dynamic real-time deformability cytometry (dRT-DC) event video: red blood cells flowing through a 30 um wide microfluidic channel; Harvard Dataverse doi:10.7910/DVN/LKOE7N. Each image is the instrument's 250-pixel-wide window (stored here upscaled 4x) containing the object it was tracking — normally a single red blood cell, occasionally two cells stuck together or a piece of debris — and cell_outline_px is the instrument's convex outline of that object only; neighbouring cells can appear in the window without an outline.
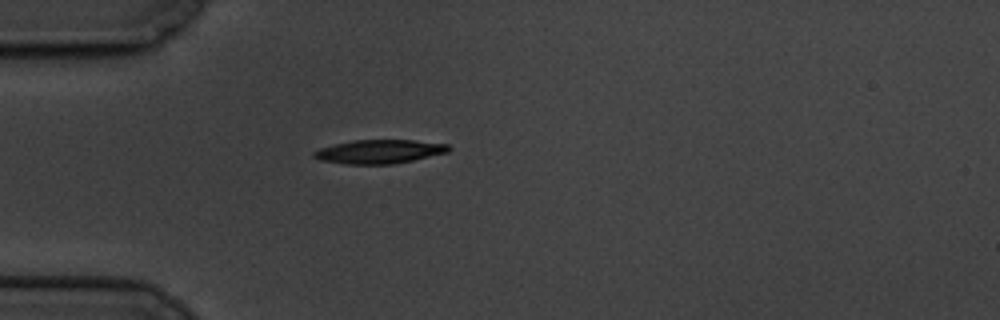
{"species": "common noctule bat (a hibernating species)", "species_latin": "Nyctalus noctula", "temperature_condition": "cold", "stored_images_in_passage": 44, "camera_frame_rate_fps": 3000, "um_per_image_px": 0.085, "animal": {"sex": "male", "body_mass_g": 19.5, "forearm_length_mm": 54.6}, "frame": {"image": 1, "passage_image": 1, "time_ms": 0.0, "image_size_px": [1000, 320], "cell_outline_px": [[452, 148], [448, 152], [412, 160], [392, 164], [344, 164], [320, 160], [312, 156], [312, 152], [320, 148], [352, 140], [412, 140], [448, 144]], "centroid_in_image_um": [32.23, 12.88], "position_along_channel_um": 52.8, "area_um2": 18.61}}
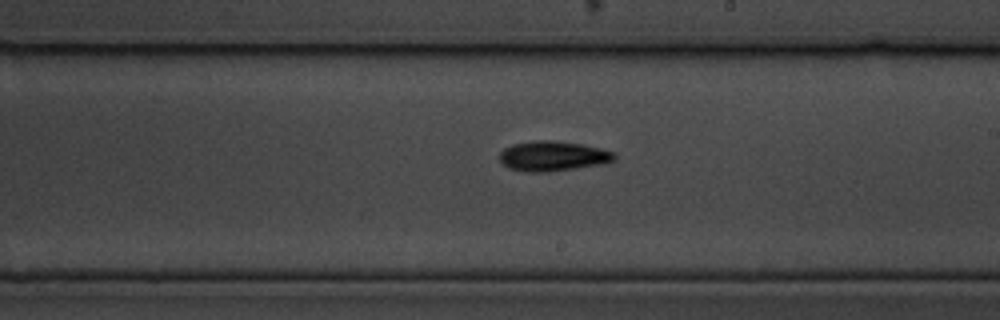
{"frame": {"image": 2, "passage_image": 19, "time_ms": 6.0, "image_size_px": [1000, 320], "cell_outline_px": [[616, 156], [612, 160], [600, 164], [576, 168], [548, 172], [524, 172], [508, 168], [500, 160], [500, 152], [504, 148], [512, 144], [532, 140], [552, 140], [580, 144], [600, 148], [612, 152]], "centroid_in_image_um": [46.92, 13.26], "position_along_channel_um": 242.1, "area_um2": 19.94}}
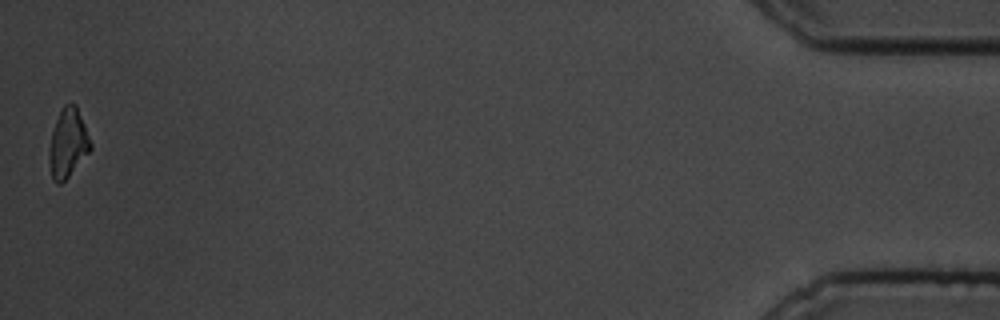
{"frame": {"image": 3, "passage_image": 44, "time_ms": 14.333, "image_size_px": [1000, 320], "cell_outline_px": [[92, 148], [68, 176], [60, 184], [56, 184], [52, 180], [48, 156], [48, 152], [52, 132], [56, 120], [64, 104], [76, 104], [92, 144]], "centroid_in_image_um": [5.76, 12.18], "position_along_channel_um": 429.4, "area_um2": 16.36}, "authors_computed_cell_mechanics": {"area_um2": 18.4671, "velocity_mm_per_s": 3.3196, "shape_relaxation_time_tau1_ms": 2.8317, "shape_relaxation_time_tau2_ms": null, "deformation_change_tau1": 0.1218, "deformation_change_tau2": null}}